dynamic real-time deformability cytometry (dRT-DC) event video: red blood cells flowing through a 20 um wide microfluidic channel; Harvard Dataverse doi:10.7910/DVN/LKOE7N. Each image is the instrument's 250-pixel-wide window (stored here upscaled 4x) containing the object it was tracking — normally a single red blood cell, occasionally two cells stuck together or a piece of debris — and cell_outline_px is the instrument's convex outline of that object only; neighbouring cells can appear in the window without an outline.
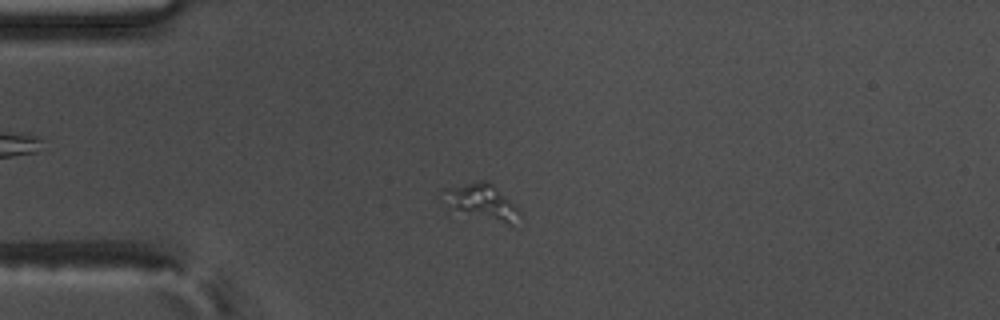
{"species": "common noctule bat (a hibernating species)", "species_latin": "Nyctalus noctula", "temperature_condition": "warm", "stored_images_in_passage": 52, "camera_frame_rate_fps": 3000, "um_per_image_px": 0.085, "animal": {"sex": "male", "body_mass_g": 17.5, "forearm_length_mm": 52.3}, "frame": {"image": 1, "passage_image": 10, "time_ms": 3.0, "image_size_px": [1000, 320], "cell_outline_px": [[524, 216], [512, 224], [508, 224], [468, 212], [456, 208], [440, 200], [436, 196], [444, 188], [480, 180], [488, 180], [520, 208]], "centroid_in_image_um": [40.97, 17.1], "position_along_channel_um": 44.0, "area_um2": 15.72}}
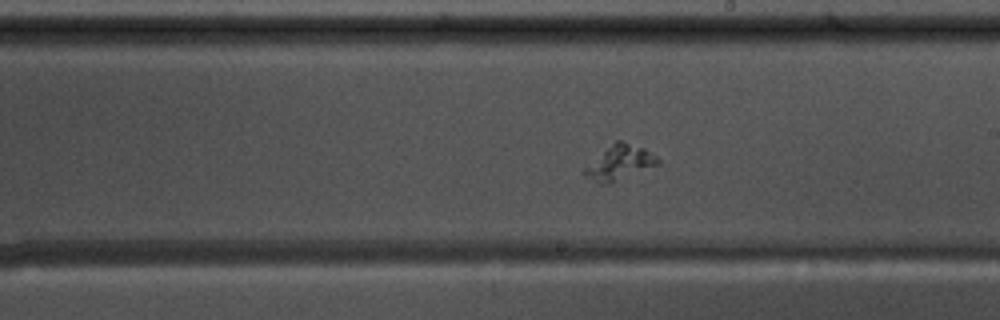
{"frame": {"image": 2, "passage_image": 28, "time_ms": 9.0, "image_size_px": [1000, 320], "cell_outline_px": [[660, 164], [612, 184], [600, 184], [584, 176], [580, 172], [584, 168], [616, 140], [620, 140], [644, 148], [656, 156], [660, 160]], "centroid_in_image_um": [52.67, 13.87], "position_along_channel_um": 236.3, "area_um2": 14.85}}
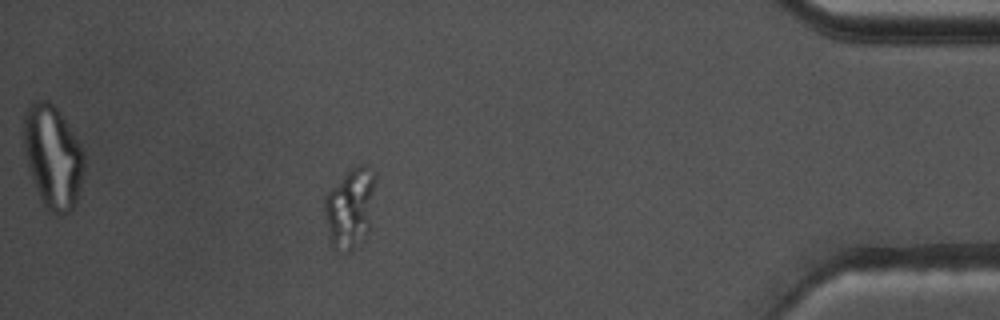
{"frame": {"image": 3, "passage_image": 46, "time_ms": 15.0, "image_size_px": [1000, 320], "cell_outline_px": [[376, 180], [368, 232], [360, 248], [348, 252], [336, 252], [332, 248], [328, 232], [324, 212], [324, 196], [356, 164], [364, 164], [376, 172]], "centroid_in_image_um": [29.77, 17.73], "position_along_channel_um": 405.4, "area_um2": 24.22}}